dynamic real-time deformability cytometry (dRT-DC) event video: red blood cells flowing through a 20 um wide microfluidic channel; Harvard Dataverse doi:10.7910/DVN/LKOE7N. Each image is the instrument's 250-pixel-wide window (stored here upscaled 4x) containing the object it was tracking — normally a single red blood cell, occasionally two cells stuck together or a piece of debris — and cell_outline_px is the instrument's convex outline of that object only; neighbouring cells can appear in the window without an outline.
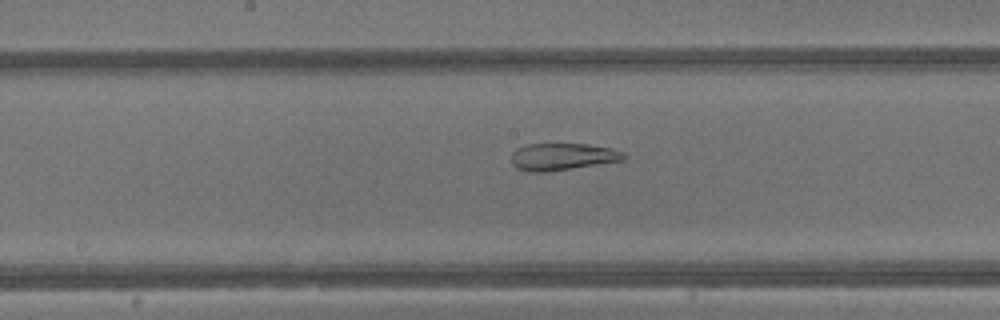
{"species": "common noctule bat (a hibernating species)", "species_latin": "Nyctalus noctula", "temperature_condition": "warm", "stored_images_in_passage": 33, "camera_frame_rate_fps": 3000, "um_per_image_px": 0.085, "animal": {"sex": "male", "body_mass_g": 13.3}, "frame": {"image": 1, "passage_image": 13, "time_ms": 4.0, "image_size_px": [1000, 320], "cell_outline_px": [[628, 156], [624, 160], [572, 168], [544, 172], [528, 172], [516, 168], [512, 164], [512, 152], [516, 148], [528, 144], [588, 144], [612, 148], [624, 152]], "centroid_in_image_um": [47.81, 13.31], "position_along_channel_um": 200.4, "area_um2": 17.8}}
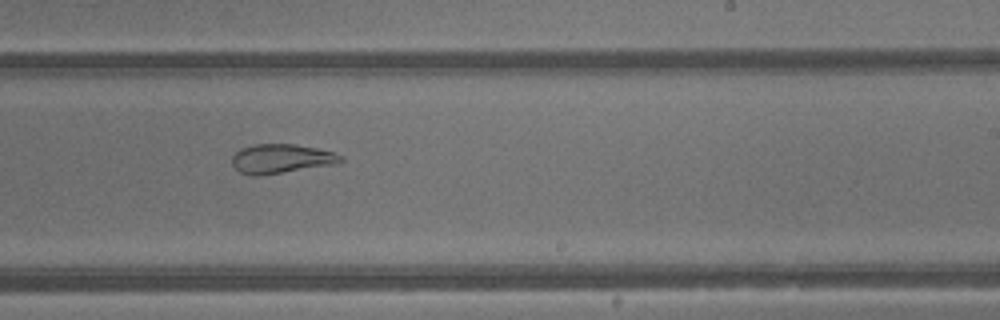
{"frame": {"image": 2, "passage_image": 17, "time_ms": 5.333, "image_size_px": [1000, 320], "cell_outline_px": [[344, 160], [336, 164], [260, 176], [252, 176], [240, 172], [232, 164], [232, 156], [240, 148], [252, 144], [296, 144], [336, 152], [344, 156]], "centroid_in_image_um": [23.92, 13.49], "position_along_channel_um": 265.1, "area_um2": 18.79}}
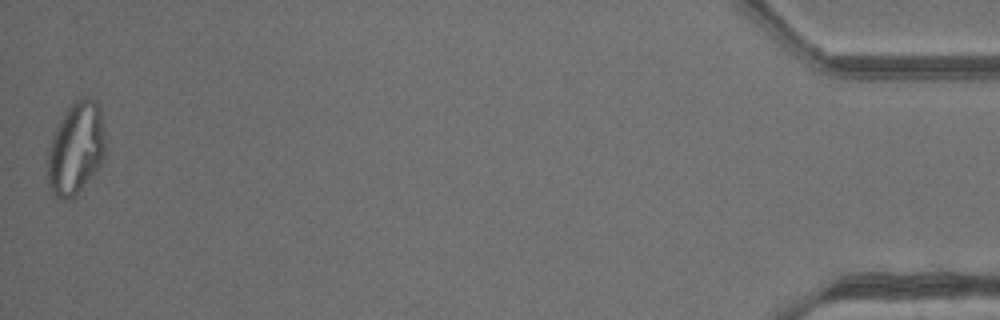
{"frame": {"image": 3, "passage_image": 33, "time_ms": 10.667, "image_size_px": [1000, 320], "cell_outline_px": [[104, 156], [100, 164], [76, 196], [72, 200], [60, 200], [52, 192], [48, 184], [48, 148], [52, 132], [68, 108], [76, 100], [84, 96], [96, 100], [100, 104], [104, 132]], "centroid_in_image_um": [6.44, 12.61], "position_along_channel_um": 428.8, "area_um2": 31.21}, "authors_computed_cell_mechanics": {"area_um2": 22.8888, "velocity_mm_per_s": 4.8884, "shape_relaxation_time_tau1_ms": null, "shape_relaxation_time_tau2_ms": 1.9703, "deformation_change_tau1": null, "deformation_change_tau2": 0.0671}}